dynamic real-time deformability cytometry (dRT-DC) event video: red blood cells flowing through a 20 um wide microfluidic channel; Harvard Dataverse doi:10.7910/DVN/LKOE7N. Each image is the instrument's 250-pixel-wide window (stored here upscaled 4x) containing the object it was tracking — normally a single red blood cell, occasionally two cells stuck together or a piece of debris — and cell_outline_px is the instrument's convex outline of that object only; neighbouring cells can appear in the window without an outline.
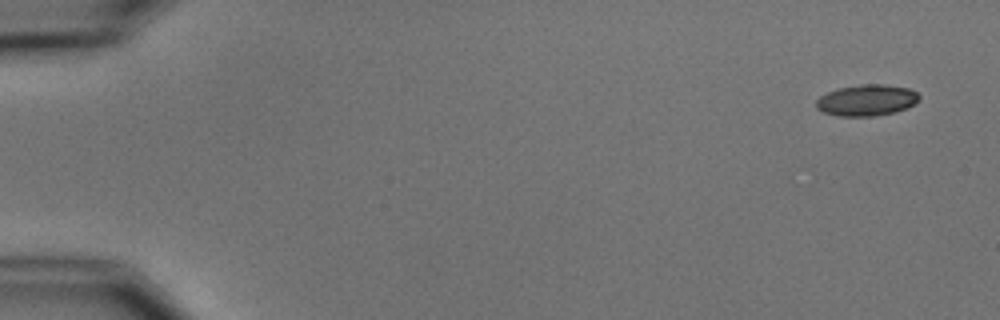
{"species": "common noctule bat (a hibernating species)", "species_latin": "Nyctalus noctula", "temperature_condition": "cold", "stored_images_in_passage": 6, "camera_frame_rate_fps": 3000, "um_per_image_px": 0.085, "animal": {"sex": "male", "body_mass_g": 15.6}, "frame": {"image": 1, "passage_image": 1, "time_ms": 0.0, "image_size_px": [1000, 320], "cell_outline_px": [[920, 96], [912, 104], [904, 108], [892, 112], [872, 116], [840, 116], [824, 112], [816, 108], [816, 100], [820, 96], [836, 88], [860, 84], [884, 84], [908, 88], [916, 92]], "centroid_in_image_um": [73.61, 8.5], "position_along_channel_um": 11.4, "area_um2": 18.5}}
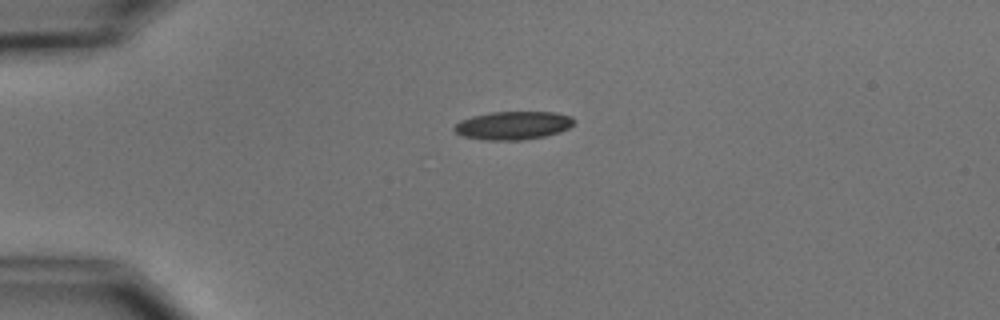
{"frame": {"image": 2, "passage_image": 4, "time_ms": 3.667, "image_size_px": [1000, 320], "cell_outline_px": [[572, 124], [568, 128], [560, 132], [544, 136], [520, 140], [484, 140], [460, 136], [452, 128], [460, 120], [472, 116], [492, 112], [556, 112], [572, 116]], "centroid_in_image_um": [43.57, 10.66], "position_along_channel_um": 41.4, "area_um2": 19.71}}